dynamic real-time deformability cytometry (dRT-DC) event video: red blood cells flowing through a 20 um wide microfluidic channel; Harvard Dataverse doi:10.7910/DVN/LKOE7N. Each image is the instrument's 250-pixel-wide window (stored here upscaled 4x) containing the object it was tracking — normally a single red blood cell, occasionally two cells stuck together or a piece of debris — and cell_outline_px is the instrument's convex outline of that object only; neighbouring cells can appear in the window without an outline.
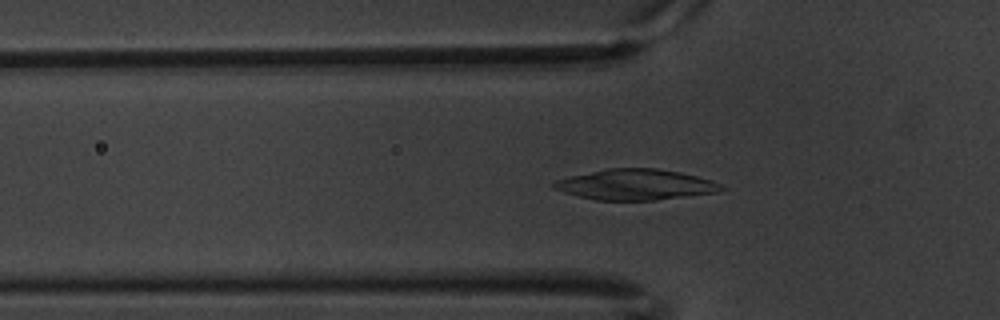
{"species": "common noctule bat (a hibernating species)", "species_latin": "Nyctalus noctula", "temperature_condition": "warm", "stored_images_in_passage": 60, "camera_frame_rate_fps": 3000, "um_per_image_px": 0.085, "animal": {"sex": "male", "body_mass_g": 20.1, "forearm_length_mm": 53.5}, "frame": {"image": 1, "passage_image": 20, "time_ms": 6.333, "image_size_px": [1000, 320], "cell_outline_px": [[728, 188], [720, 192], [656, 200], [596, 200], [564, 192], [552, 188], [552, 184], [556, 180], [568, 176], [608, 168], [656, 168], [680, 172], [712, 180]], "centroid_in_image_um": [54.05, 15.69], "position_along_channel_um": 71.8, "area_um2": 30.0}}
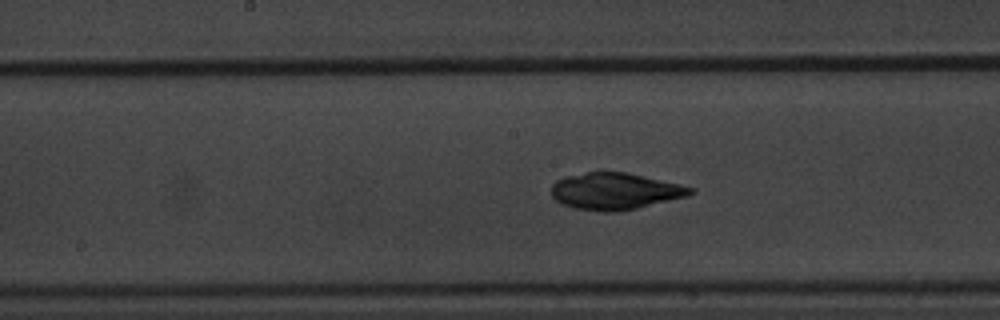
{"frame": {"image": 2, "passage_image": 31, "time_ms": 10.0, "image_size_px": [1000, 320], "cell_outline_px": [[696, 192], [688, 196], [636, 208], [616, 212], [600, 212], [572, 208], [560, 204], [552, 196], [552, 184], [556, 180], [564, 176], [588, 172], [628, 172], [680, 184], [696, 188]], "centroid_in_image_um": [52.28, 16.25], "position_along_channel_um": 195.9, "area_um2": 30.06}}
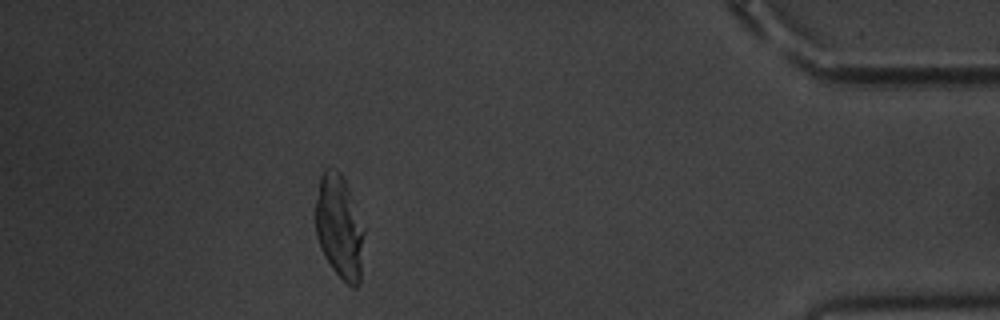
{"frame": {"image": 3, "passage_image": 54, "time_ms": 17.667, "image_size_px": [1000, 320], "cell_outline_px": [[364, 232], [360, 284], [356, 288], [352, 288], [332, 268], [316, 236], [316, 200], [320, 176], [324, 168], [336, 168], [340, 172], [348, 188], [364, 228]], "centroid_in_image_um": [28.85, 19.28], "position_along_channel_um": 406.3, "area_um2": 29.02}, "authors_computed_cell_mechanics": {"area_um2": 29.0734, "velocity_mm_per_s": 3.3596, "shape_relaxation_time_tau1_ms": 7.7699, "shape_relaxation_time_tau2_ms": 1.323, "deformation_change_tau1": 0.2765, "deformation_change_tau2": 0.039}}